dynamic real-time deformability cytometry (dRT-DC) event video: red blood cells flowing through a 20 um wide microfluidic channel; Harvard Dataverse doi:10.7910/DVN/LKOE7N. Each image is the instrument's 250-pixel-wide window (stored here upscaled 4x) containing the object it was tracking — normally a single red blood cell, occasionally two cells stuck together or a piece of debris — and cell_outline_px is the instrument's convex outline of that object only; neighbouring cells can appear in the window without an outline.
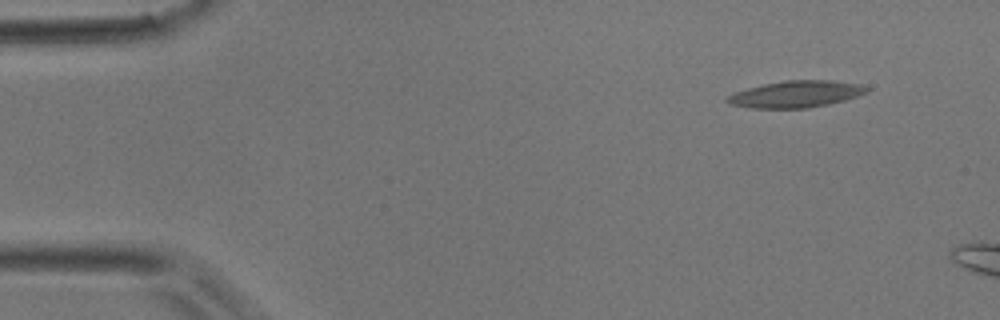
{"species": "common noctule bat (a hibernating species)", "species_latin": "Nyctalus noctula", "temperature_condition": "room temperature", "stored_images_in_passage": 3, "camera_frame_rate_fps": 3000, "um_per_image_px": 0.085, "animal": {"sex": "male", "body_mass_g": 17.9}, "frame": {"image": 1, "passage_image": 1, "time_ms": 0.0, "image_size_px": [1000, 320], "cell_outline_px": [[868, 92], [844, 100], [828, 104], [808, 108], [752, 108], [728, 104], [724, 100], [728, 96], [736, 92], [748, 88], [764, 84], [784, 80], [832, 80], [860, 84], [868, 88]], "centroid_in_image_um": [67.64, 8.0], "position_along_channel_um": 17.4, "area_um2": 21.62}}